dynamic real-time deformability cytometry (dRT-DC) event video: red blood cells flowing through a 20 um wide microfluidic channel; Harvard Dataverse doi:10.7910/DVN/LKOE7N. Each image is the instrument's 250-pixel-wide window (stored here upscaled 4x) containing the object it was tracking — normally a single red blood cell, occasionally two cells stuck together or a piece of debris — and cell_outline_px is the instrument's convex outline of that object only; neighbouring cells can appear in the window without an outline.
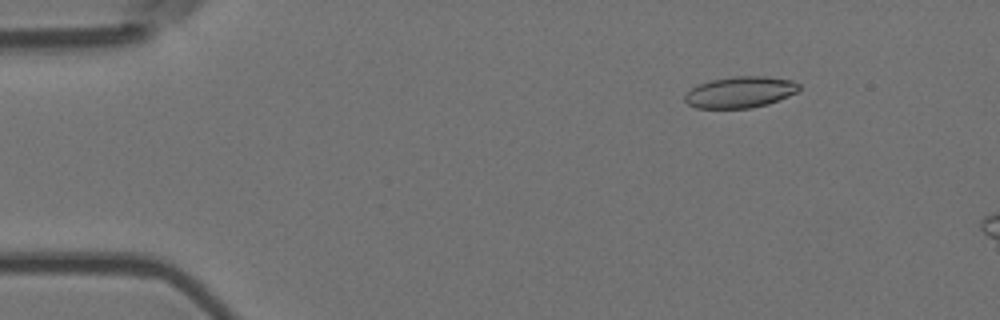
{"species": "Egyptian fruit bat (a non-hibernating species)", "species_latin": "Rousettus aegyptiacus", "temperature_condition": "room temperature", "stored_images_in_passage": 13, "camera_frame_rate_fps": 3000, "um_per_image_px": 0.085, "animal": {"sex": "female"}, "frame": {"image": 1, "passage_image": 8, "time_ms": 2.333, "image_size_px": [1000, 320], "cell_outline_px": [[800, 88], [796, 92], [788, 96], [768, 104], [752, 108], [696, 108], [688, 104], [684, 100], [684, 96], [692, 88], [700, 84], [712, 80], [736, 76], [764, 76], [792, 80], [800, 84]], "centroid_in_image_um": [62.93, 7.84], "position_along_channel_um": 22.1, "area_um2": 20.69}}